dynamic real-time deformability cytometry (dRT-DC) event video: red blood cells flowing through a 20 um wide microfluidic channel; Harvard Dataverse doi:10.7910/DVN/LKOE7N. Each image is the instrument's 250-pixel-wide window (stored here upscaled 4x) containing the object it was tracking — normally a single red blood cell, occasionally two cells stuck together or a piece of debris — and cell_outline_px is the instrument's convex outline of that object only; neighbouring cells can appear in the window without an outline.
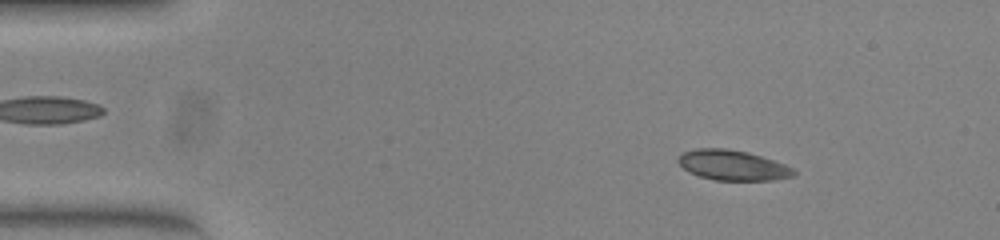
{"species": "common noctule bat (a hibernating species)", "species_latin": "Nyctalus noctula", "temperature_condition": "warm", "stored_images_in_passage": 51, "camera_frame_rate_fps": 3000, "um_per_image_px": 0.085, "animal": {"sex": "female", "body_mass_g": 23.0, "forearm_length_mm": 53.4}, "frame": {"image": 1, "passage_image": 6, "time_ms": 1.667, "image_size_px": [1000, 240], "cell_outline_px": [[796, 176], [772, 180], [716, 180], [700, 176], [684, 168], [676, 160], [684, 152], [696, 148], [728, 148], [748, 152], [784, 164], [792, 168], [796, 172]], "centroid_in_image_um": [62.3, 14.04], "position_along_channel_um": 22.7, "area_um2": 20.11}}
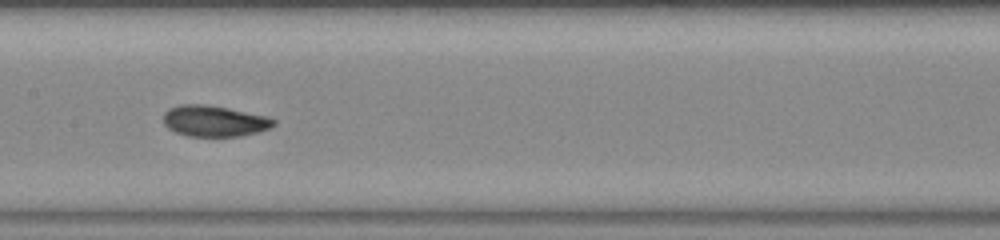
{"frame": {"image": 2, "passage_image": 25, "time_ms": 8.0, "image_size_px": [1000, 240], "cell_outline_px": [[276, 124], [272, 128], [260, 132], [240, 136], [188, 136], [176, 132], [168, 128], [164, 124], [164, 112], [168, 108], [180, 104], [204, 104], [228, 108], [268, 116], [276, 120]], "centroid_in_image_um": [18.25, 10.28], "position_along_channel_um": 189.2, "area_um2": 20.17}}
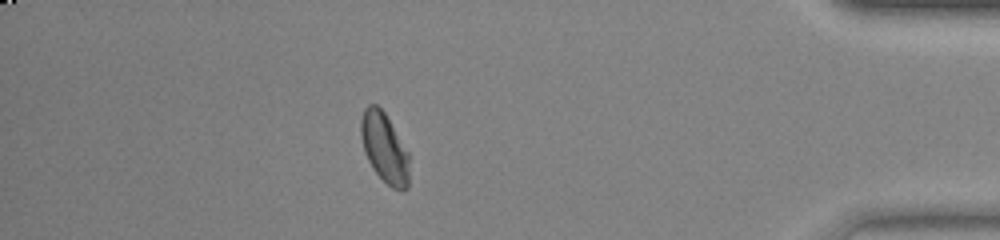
{"frame": {"image": 3, "passage_image": 45, "time_ms": 14.667, "image_size_px": [1000, 240], "cell_outline_px": [[408, 188], [400, 192], [392, 188], [372, 168], [364, 152], [360, 136], [360, 120], [364, 108], [368, 104], [376, 104], [384, 112], [408, 152]], "centroid_in_image_um": [32.65, 12.56], "position_along_channel_um": 402.6, "area_um2": 19.59}, "authors_computed_cell_mechanics": {"area_um2": 20.0566, "velocity_mm_per_s": 3.8762, "shape_relaxation_time_tau1_ms": 11.1419, "shape_relaxation_time_tau2_ms": 1.8603, "deformation_change_tau1": 0.2323, "deformation_change_tau2": 0.0569}}